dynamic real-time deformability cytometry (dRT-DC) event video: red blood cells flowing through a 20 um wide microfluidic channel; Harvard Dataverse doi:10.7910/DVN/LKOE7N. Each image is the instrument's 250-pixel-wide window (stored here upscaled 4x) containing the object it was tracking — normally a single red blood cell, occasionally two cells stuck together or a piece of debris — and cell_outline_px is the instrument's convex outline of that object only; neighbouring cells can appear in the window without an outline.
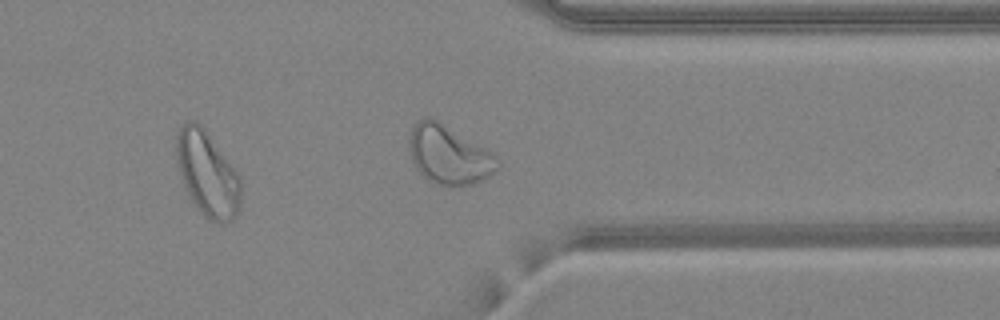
{"species": "common noctule bat (a hibernating species)", "species_latin": "Nyctalus noctula", "temperature_condition": "warm", "stored_images_in_passage": 33, "camera_frame_rate_fps": 3000, "um_per_image_px": 0.085, "animal": {"sex": "female", "body_mass_g": 24.6, "forearm_length_mm": 56.2}, "frame": {"image": 1, "passage_image": 28, "time_ms": 9.0, "image_size_px": [1000, 320], "cell_outline_px": [[240, 212], [232, 220], [224, 224], [208, 220], [196, 208], [184, 184], [176, 164], [176, 136], [180, 128], [188, 120], [196, 120], [204, 128], [240, 176]], "centroid_in_image_um": [17.63, 14.8], "position_along_channel_um": 393.8, "area_um2": 31.96}, "authors_computed_cell_mechanics": {"area_um2": 25.2586, "velocity_mm_per_s": 4.2016, "shape_relaxation_time_tau1_ms": null, "shape_relaxation_time_tau2_ms": 1.2383, "deformation_change_tau1": null, "deformation_change_tau2": 0.075}}